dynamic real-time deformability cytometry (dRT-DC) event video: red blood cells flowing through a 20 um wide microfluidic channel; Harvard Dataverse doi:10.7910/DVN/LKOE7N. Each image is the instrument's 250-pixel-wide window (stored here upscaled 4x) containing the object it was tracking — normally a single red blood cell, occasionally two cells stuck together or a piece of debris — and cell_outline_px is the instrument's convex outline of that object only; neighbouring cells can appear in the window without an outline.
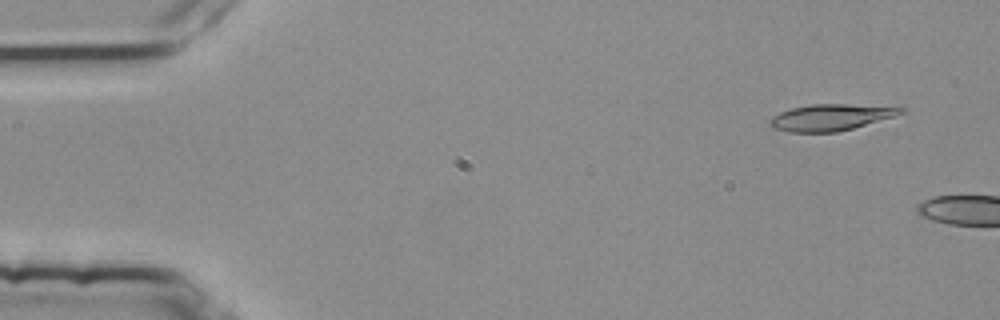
{"species": "common noctule bat (a hibernating species)", "species_latin": "Nyctalus noctula", "temperature_condition": "room temperature", "stored_images_in_passage": 2, "camera_frame_rate_fps": 3000, "um_per_image_px": 0.085, "animal": {"sex": "female", "body_mass_g": 25.1}, "frame": {"image": 1, "passage_image": 1, "time_ms": 0.0, "image_size_px": [1000, 320], "cell_outline_px": [[904, 112], [892, 116], [852, 128], [836, 132], [788, 132], [772, 128], [768, 124], [768, 120], [772, 116], [780, 112], [792, 108], [812, 104], [844, 104], [904, 108]], "centroid_in_image_um": [70.49, 9.98], "position_along_channel_um": 14.5, "area_um2": 19.77}}